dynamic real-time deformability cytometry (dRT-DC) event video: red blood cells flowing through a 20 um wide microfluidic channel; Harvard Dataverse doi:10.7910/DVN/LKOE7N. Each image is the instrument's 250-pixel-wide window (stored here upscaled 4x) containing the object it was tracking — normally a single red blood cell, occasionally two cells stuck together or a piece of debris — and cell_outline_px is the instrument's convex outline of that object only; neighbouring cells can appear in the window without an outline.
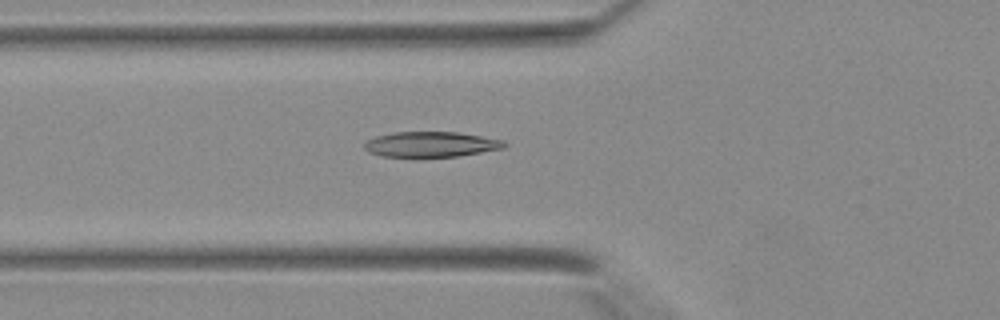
{"species": "Egyptian fruit bat (a non-hibernating species)", "species_latin": "Rousettus aegyptiacus", "temperature_condition": "warm", "stored_images_in_passage": 42, "camera_frame_rate_fps": 3000, "um_per_image_px": 0.085, "animal": {"sex": "female"}, "frame": {"image": 1, "passage_image": 16, "time_ms": 5.0, "image_size_px": [1000, 320], "cell_outline_px": [[508, 144], [504, 148], [460, 156], [384, 156], [368, 152], [364, 148], [364, 144], [368, 140], [376, 136], [396, 132], [456, 132], [504, 140]], "centroid_in_image_um": [36.66, 12.26], "position_along_channel_um": 89.1, "area_um2": 20.4}}
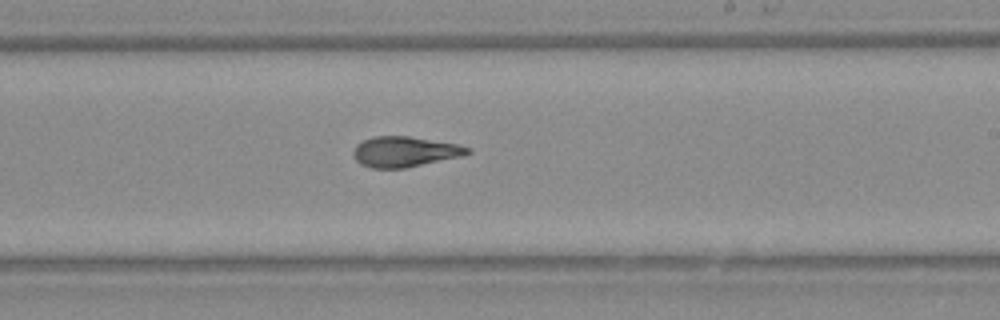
{"frame": {"image": 2, "passage_image": 26, "time_ms": 8.333, "image_size_px": [1000, 320], "cell_outline_px": [[472, 152], [460, 156], [404, 168], [372, 168], [360, 164], [352, 156], [352, 152], [356, 144], [372, 136], [408, 136], [456, 144], [468, 148]], "centroid_in_image_um": [34.32, 12.89], "position_along_channel_um": 254.7, "area_um2": 20.0}}
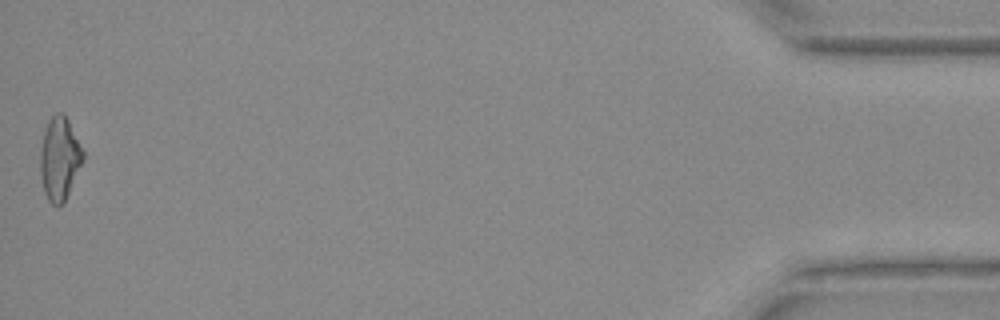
{"frame": {"image": 3, "passage_image": 42, "time_ms": 13.667, "image_size_px": [1000, 320], "cell_outline_px": [[84, 160], [64, 200], [60, 204], [52, 204], [48, 200], [44, 192], [40, 172], [40, 152], [44, 132], [48, 120], [56, 112], [60, 112], [68, 120], [84, 152]], "centroid_in_image_um": [5.05, 13.46], "position_along_channel_um": 430.1, "area_um2": 20.29}}